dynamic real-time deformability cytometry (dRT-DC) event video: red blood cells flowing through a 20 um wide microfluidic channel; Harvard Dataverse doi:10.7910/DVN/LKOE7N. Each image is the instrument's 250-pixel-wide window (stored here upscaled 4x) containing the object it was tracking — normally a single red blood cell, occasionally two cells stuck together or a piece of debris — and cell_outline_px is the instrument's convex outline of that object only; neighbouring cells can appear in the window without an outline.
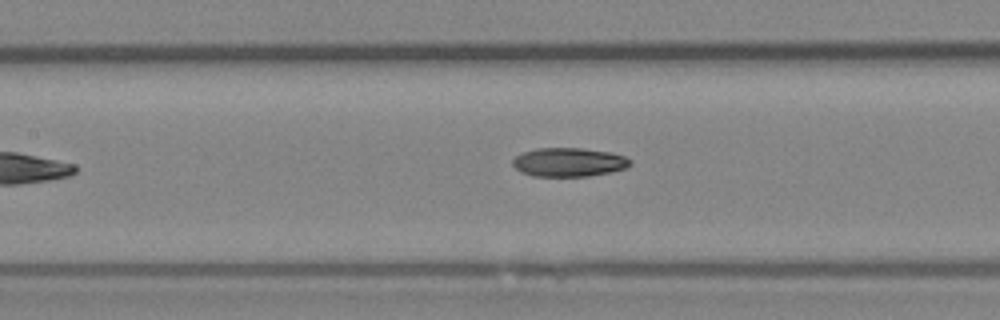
{"species": "Egyptian fruit bat (a non-hibernating species)", "species_latin": "Rousettus aegyptiacus", "temperature_condition": "room temperature", "stored_images_in_passage": 6, "camera_frame_rate_fps": 3000, "um_per_image_px": 0.085, "animal": {"sex": "female"}, "frame": {"image": 1, "passage_image": 6, "time_ms": 1.667, "image_size_px": [1000, 320], "cell_outline_px": [[632, 164], [628, 168], [588, 176], [532, 176], [520, 172], [512, 164], [512, 160], [520, 152], [536, 148], [580, 148], [612, 152], [624, 156], [632, 160]], "centroid_in_image_um": [48.34, 13.78], "position_along_channel_um": 159.1, "area_um2": 19.94}}